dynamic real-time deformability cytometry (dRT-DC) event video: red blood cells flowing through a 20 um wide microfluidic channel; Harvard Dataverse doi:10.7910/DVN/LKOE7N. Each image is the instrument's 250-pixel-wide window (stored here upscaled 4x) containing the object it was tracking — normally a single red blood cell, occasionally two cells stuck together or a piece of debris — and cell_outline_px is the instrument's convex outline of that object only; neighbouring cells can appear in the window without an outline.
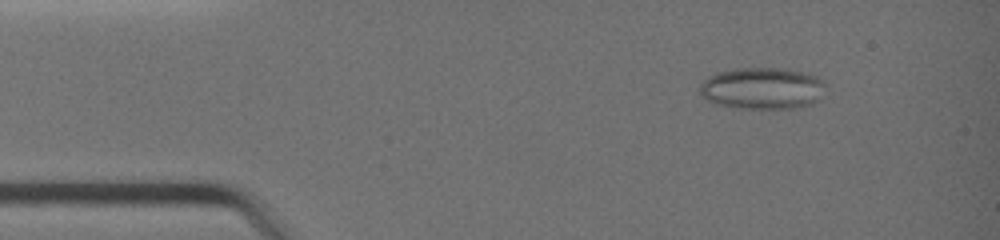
{"species": "common noctule bat (a hibernating species)", "species_latin": "Nyctalus noctula", "temperature_condition": "warm", "stored_images_in_passage": 3, "camera_frame_rate_fps": 3000, "um_per_image_px": 0.085, "animal": {"sex": "female", "body_mass_g": 19.0, "forearm_length_mm": 51.5}, "frame": {"image": 1, "passage_image": 1, "time_ms": 0.0, "image_size_px": [1000, 240], "cell_outline_px": [[824, 84], [816, 100], [812, 104], [796, 108], [736, 108], [716, 104], [700, 96], [700, 84], [708, 76], [716, 72], [736, 68], [780, 68], [808, 72], [816, 76]], "centroid_in_image_um": [64.73, 7.5], "position_along_channel_um": 20.3, "area_um2": 30.52}}